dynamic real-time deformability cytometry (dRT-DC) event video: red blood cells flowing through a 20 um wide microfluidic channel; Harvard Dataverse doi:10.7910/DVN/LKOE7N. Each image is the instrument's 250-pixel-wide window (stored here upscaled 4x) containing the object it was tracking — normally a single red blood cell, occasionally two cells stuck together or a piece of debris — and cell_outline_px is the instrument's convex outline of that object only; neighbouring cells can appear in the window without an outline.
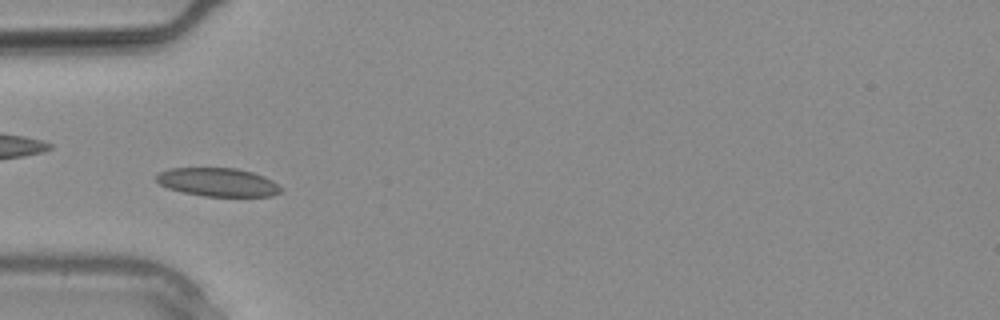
{"species": "common noctule bat (a hibernating species)", "species_latin": "Nyctalus noctula", "temperature_condition": "warm", "stored_images_in_passage": 8, "camera_frame_rate_fps": 3000, "um_per_image_px": 0.085, "animal": {"sex": "male", "body_mass_g": 20.4}, "frame": {"image": 1, "passage_image": 3, "time_ms": 0.667, "image_size_px": [1000, 320], "cell_outline_px": [[284, 188], [280, 192], [272, 196], [204, 196], [184, 192], [168, 188], [160, 184], [156, 180], [156, 176], [160, 172], [172, 168], [236, 168], [252, 172], [264, 176], [272, 180]], "centroid_in_image_um": [18.56, 15.48], "position_along_channel_um": 66.4, "area_um2": 20.58}}